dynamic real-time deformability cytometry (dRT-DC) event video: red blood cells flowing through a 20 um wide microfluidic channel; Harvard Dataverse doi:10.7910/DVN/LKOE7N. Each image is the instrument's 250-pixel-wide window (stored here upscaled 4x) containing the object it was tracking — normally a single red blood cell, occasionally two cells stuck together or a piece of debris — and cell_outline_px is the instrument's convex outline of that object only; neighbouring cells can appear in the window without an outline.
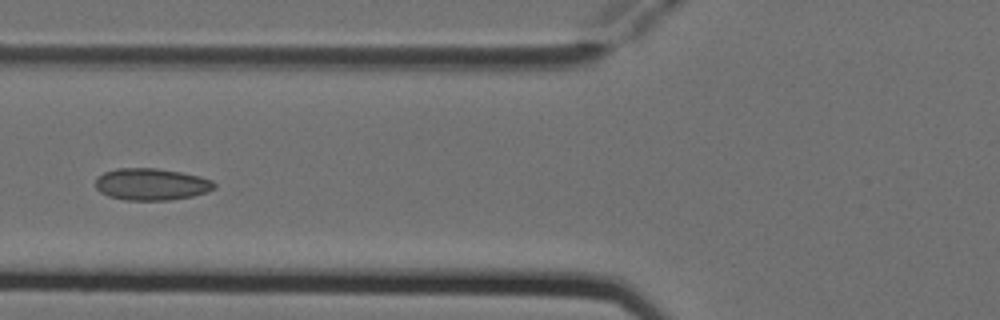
{"species": "Egyptian fruit bat (a non-hibernating species)", "species_latin": "Rousettus aegyptiacus", "temperature_condition": "cold", "stored_images_in_passage": 6, "camera_frame_rate_fps": 3000, "um_per_image_px": 0.085, "animal": {"sex": "female"}, "frame": {"image": 1, "passage_image": 6, "time_ms": 1.667, "image_size_px": [1000, 320], "cell_outline_px": [[216, 188], [208, 192], [192, 196], [168, 200], [124, 200], [108, 196], [100, 192], [96, 188], [96, 176], [104, 172], [116, 168], [156, 168], [180, 172], [200, 176], [212, 180], [216, 184]], "centroid_in_image_um": [12.86, 15.66], "position_along_channel_um": 112.9, "area_um2": 22.25}}